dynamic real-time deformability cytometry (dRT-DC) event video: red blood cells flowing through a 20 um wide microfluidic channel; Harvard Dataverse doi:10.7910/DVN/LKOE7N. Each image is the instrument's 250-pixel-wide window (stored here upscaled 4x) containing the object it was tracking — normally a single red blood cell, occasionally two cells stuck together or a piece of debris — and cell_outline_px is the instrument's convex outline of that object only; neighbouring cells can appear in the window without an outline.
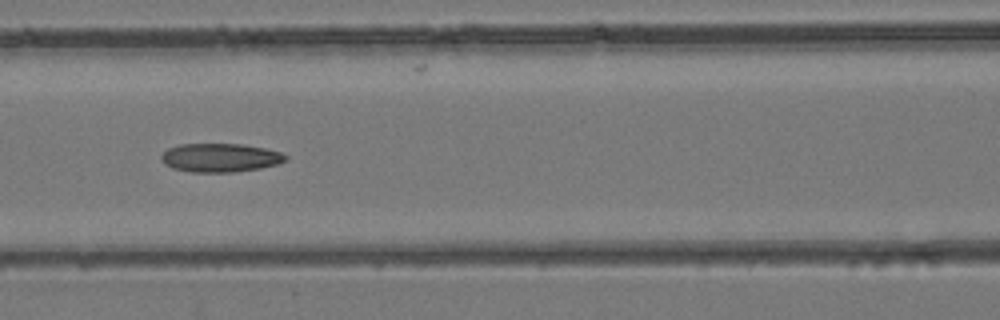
{"species": "common noctule bat (a hibernating species)", "species_latin": "Nyctalus noctula", "temperature_condition": "room temperature", "stored_images_in_passage": 3, "camera_frame_rate_fps": 3000, "um_per_image_px": 0.085, "animal": {"sex": "female", "body_mass_g": 24.6, "forearm_length_mm": 56.2}, "frame": {"image": 1, "passage_image": 3, "time_ms": 2.0, "image_size_px": [1000, 320], "cell_outline_px": [[288, 160], [276, 164], [260, 168], [232, 172], [192, 172], [172, 168], [164, 164], [160, 156], [168, 148], [180, 144], [244, 144], [264, 148], [280, 152], [288, 156]], "centroid_in_image_um": [18.71, 13.4], "position_along_channel_um": 147.9, "area_um2": 20.75}}